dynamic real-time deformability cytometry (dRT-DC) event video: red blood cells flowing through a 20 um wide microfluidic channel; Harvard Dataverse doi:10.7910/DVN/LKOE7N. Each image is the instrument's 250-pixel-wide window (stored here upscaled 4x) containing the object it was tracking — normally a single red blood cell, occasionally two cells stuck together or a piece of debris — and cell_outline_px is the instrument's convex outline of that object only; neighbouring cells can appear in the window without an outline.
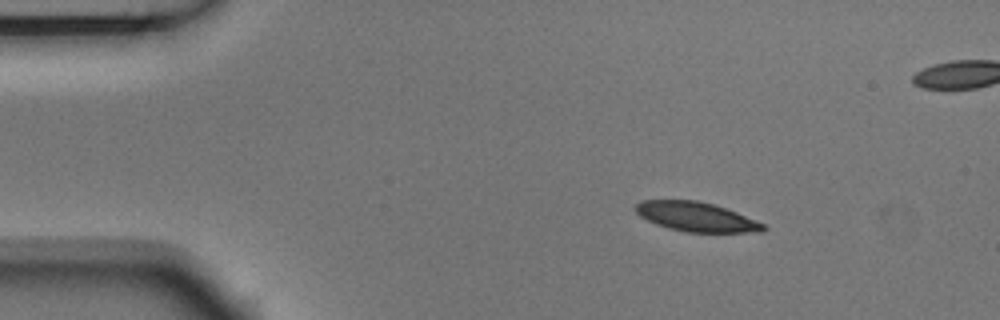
{"species": "Egyptian fruit bat (a non-hibernating species)", "species_latin": "Rousettus aegyptiacus", "temperature_condition": "room temperature", "stored_images_in_passage": 4, "camera_frame_rate_fps": 3000, "um_per_image_px": 0.085, "animal": {"sex": "male"}, "frame": {"image": 1, "passage_image": 1, "time_ms": 0.0, "image_size_px": [1000, 320], "cell_outline_px": [[768, 228], [764, 232], [684, 232], [668, 228], [656, 224], [640, 216], [636, 212], [636, 204], [640, 200], [696, 200], [712, 204], [736, 212], [764, 224]], "centroid_in_image_um": [59.18, 18.43], "position_along_channel_um": 25.8, "area_um2": 21.73}}